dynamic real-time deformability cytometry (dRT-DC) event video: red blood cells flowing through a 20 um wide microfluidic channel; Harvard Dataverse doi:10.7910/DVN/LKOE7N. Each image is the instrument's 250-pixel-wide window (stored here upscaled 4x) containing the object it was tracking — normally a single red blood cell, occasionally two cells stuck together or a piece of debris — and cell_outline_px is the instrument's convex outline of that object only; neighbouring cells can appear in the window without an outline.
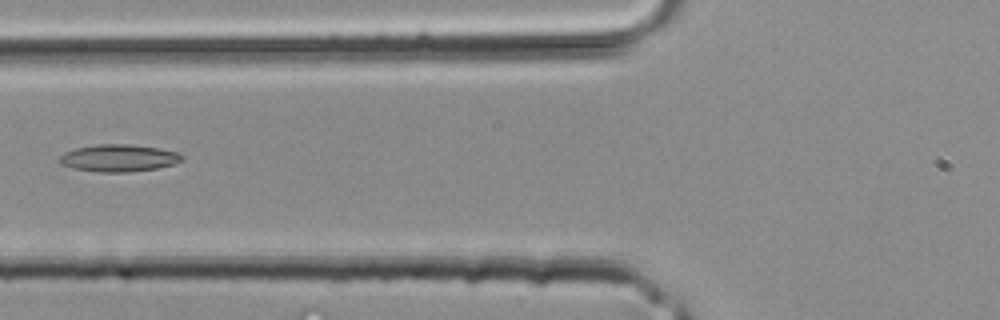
{"species": "common noctule bat (a hibernating species)", "species_latin": "Nyctalus noctula", "temperature_condition": "room temperature", "stored_images_in_passage": 2, "camera_frame_rate_fps": 3000, "um_per_image_px": 0.085, "animal": {"sex": "male", "body_mass_g": 20.4}, "frame": {"image": 1, "passage_image": 2, "time_ms": 0.333, "image_size_px": [1000, 320], "cell_outline_px": [[184, 160], [176, 164], [156, 168], [128, 172], [100, 172], [72, 168], [60, 164], [60, 156], [64, 152], [76, 148], [100, 144], [128, 144], [156, 148], [176, 152], [184, 156]], "centroid_in_image_um": [10.1, 13.44], "position_along_channel_um": 115.7, "area_um2": 19.31}}